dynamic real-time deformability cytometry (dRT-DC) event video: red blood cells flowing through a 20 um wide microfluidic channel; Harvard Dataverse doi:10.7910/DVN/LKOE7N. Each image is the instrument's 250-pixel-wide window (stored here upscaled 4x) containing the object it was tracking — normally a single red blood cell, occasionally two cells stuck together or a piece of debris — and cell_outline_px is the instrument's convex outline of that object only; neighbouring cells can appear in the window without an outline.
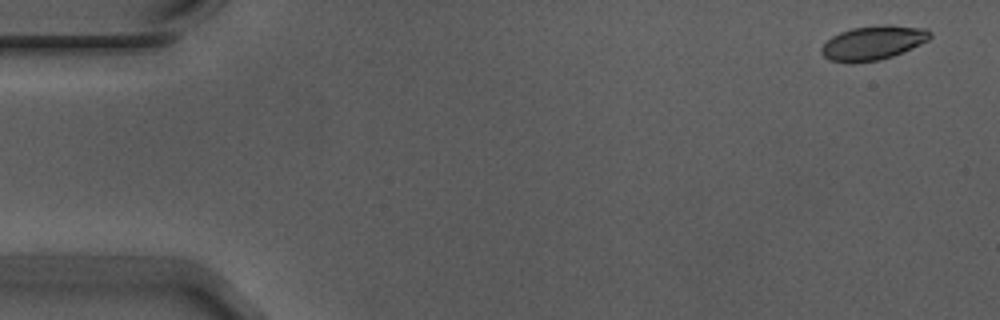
{"species": "Egyptian fruit bat (a non-hibernating species)", "species_latin": "Rousettus aegyptiacus", "temperature_condition": "warm", "stored_images_in_passage": 56, "camera_frame_rate_fps": 3000, "um_per_image_px": 0.085, "animal": {"sex": "male"}, "frame": {"image": 1, "passage_image": 3, "time_ms": 0.667, "image_size_px": [1000, 320], "cell_outline_px": [[932, 36], [928, 40], [920, 44], [892, 56], [880, 60], [852, 64], [828, 60], [820, 52], [820, 48], [832, 36], [840, 32], [852, 28], [880, 24], [892, 24], [928, 28], [932, 32]], "centroid_in_image_um": [74.21, 3.63], "position_along_channel_um": 10.8, "area_um2": 22.02}}
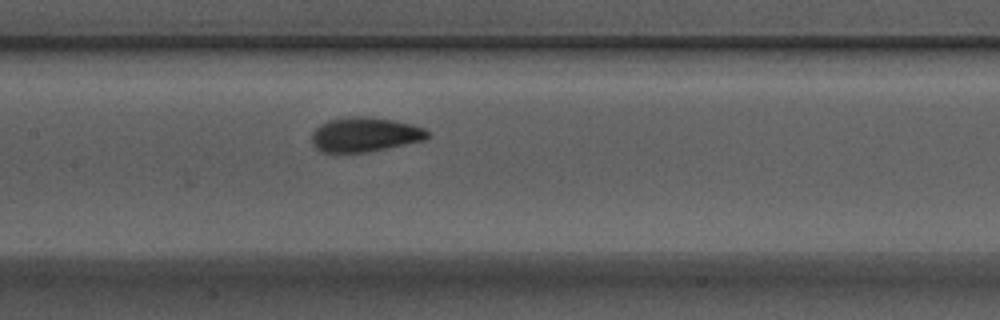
{"frame": {"image": 2, "passage_image": 27, "time_ms": 8.667, "image_size_px": [1000, 320], "cell_outline_px": [[428, 136], [424, 140], [388, 148], [368, 152], [320, 152], [312, 144], [312, 132], [320, 124], [328, 120], [356, 116], [368, 116], [392, 120], [412, 124], [424, 128], [428, 132]], "centroid_in_image_um": [30.99, 11.44], "position_along_channel_um": 176.4, "area_um2": 23.24}}
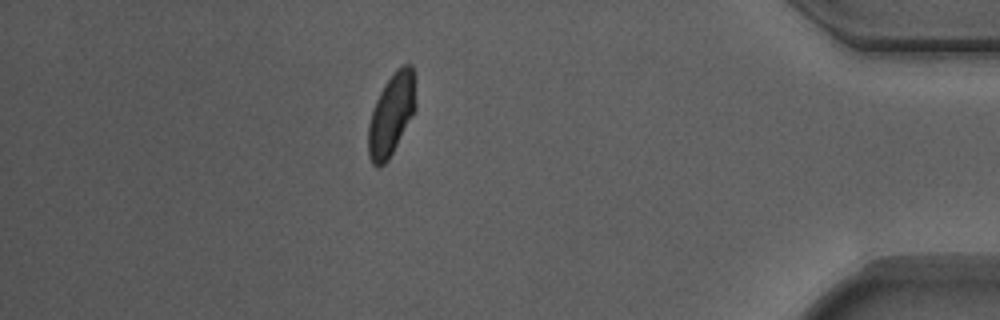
{"frame": {"image": 3, "passage_image": 49, "time_ms": 16.0, "image_size_px": [1000, 320], "cell_outline_px": [[416, 108], [388, 160], [380, 168], [376, 168], [372, 164], [368, 156], [368, 124], [376, 100], [384, 84], [396, 68], [400, 64], [412, 64], [416, 104]], "centroid_in_image_um": [33.25, 9.73], "position_along_channel_um": 402.0, "area_um2": 22.6}, "authors_computed_cell_mechanics": {"area_um2": 22.5709, "velocity_mm_per_s": 3.7022, "shape_relaxation_time_tau1_ms": 2.8983, "shape_relaxation_time_tau2_ms": 0.6628, "deformation_change_tau1": 0.1113, "deformation_change_tau2": 0.0509}}